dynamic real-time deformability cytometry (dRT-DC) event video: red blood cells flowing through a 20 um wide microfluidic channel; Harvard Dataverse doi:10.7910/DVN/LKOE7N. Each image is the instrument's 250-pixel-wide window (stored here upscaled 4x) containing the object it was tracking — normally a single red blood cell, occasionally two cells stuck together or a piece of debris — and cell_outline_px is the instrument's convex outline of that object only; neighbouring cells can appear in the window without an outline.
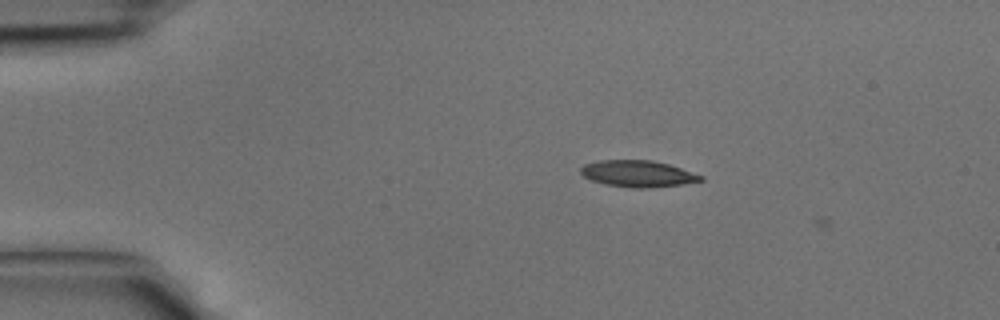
{"species": "common noctule bat (a hibernating species)", "species_latin": "Nyctalus noctula", "temperature_condition": "cold", "stored_images_in_passage": 5, "camera_frame_rate_fps": 3000, "um_per_image_px": 0.085, "animal": {"sex": "male", "body_mass_g": 15.6}, "frame": {"image": 1, "passage_image": 4, "time_ms": 1.0, "image_size_px": [1000, 320], "cell_outline_px": [[704, 180], [684, 184], [652, 188], [632, 188], [608, 184], [592, 180], [584, 176], [580, 172], [580, 168], [584, 164], [600, 160], [652, 160], [668, 164], [704, 176]], "centroid_in_image_um": [54.24, 14.76], "position_along_channel_um": 30.8, "area_um2": 18.5}}